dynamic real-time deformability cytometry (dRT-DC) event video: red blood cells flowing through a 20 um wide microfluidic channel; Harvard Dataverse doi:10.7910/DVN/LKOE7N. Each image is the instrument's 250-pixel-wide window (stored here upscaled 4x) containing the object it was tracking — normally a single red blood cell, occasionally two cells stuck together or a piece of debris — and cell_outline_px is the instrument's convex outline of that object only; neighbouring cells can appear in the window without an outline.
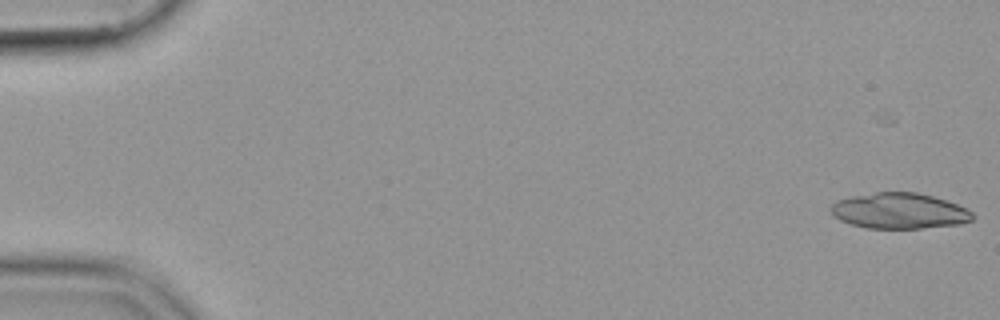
{"species": "common noctule bat (a hibernating species)", "species_latin": "Nyctalus noctula", "temperature_condition": "cold", "stored_images_in_passage": 14, "camera_frame_rate_fps": 3000, "um_per_image_px": 0.085, "animal": {"sex": "female", "body_mass_g": 19.9}, "frame": {"image": 1, "passage_image": 1, "time_ms": 0.0, "image_size_px": [1000, 320], "cell_outline_px": [[976, 216], [972, 220], [960, 224], [920, 228], [864, 228], [840, 220], [832, 216], [828, 208], [836, 200], [848, 196], [876, 192], [916, 192], [932, 196], [968, 208]], "centroid_in_image_um": [76.4, 17.92], "position_along_channel_um": 8.6, "area_um2": 29.77}}